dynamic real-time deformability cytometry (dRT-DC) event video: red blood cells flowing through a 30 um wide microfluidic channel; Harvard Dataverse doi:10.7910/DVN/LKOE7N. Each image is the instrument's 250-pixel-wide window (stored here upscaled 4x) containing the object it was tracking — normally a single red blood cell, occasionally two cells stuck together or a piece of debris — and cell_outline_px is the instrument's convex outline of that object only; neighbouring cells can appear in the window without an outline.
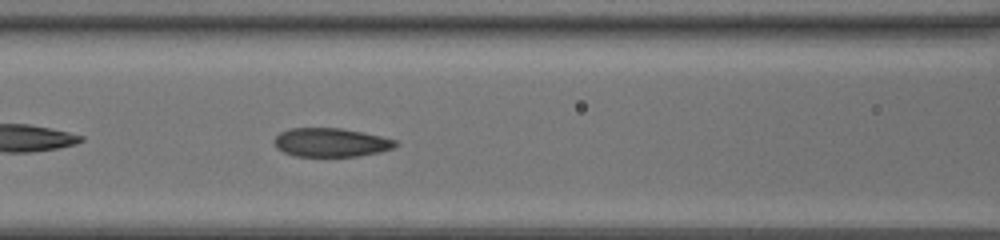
{"species": "common noctule bat (a hibernating species)", "species_latin": "Nyctalus noctula", "temperature_condition": "room temperature", "stored_images_in_passage": 46, "camera_frame_rate_fps": 3000, "um_per_image_px": 0.085, "animal": {"sex": "female", "body_mass_g": 20.0, "forearm_length_mm": 54.0}, "frame": {"image": 1, "passage_image": 22, "time_ms": 7.0, "image_size_px": [1000, 240], "cell_outline_px": [[400, 144], [392, 148], [380, 152], [360, 156], [296, 156], [284, 152], [276, 148], [276, 136], [280, 132], [292, 128], [340, 128], [364, 132], [396, 140]], "centroid_in_image_um": [28.17, 12.11], "position_along_channel_um": 138.4, "area_um2": 20.23}}
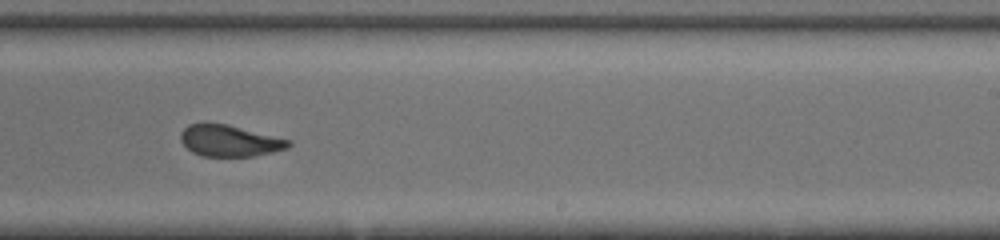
{"frame": {"image": 2, "passage_image": 31, "time_ms": 10.0, "image_size_px": [1000, 240], "cell_outline_px": [[292, 144], [288, 148], [256, 156], [204, 156], [192, 152], [180, 140], [180, 132], [188, 124], [204, 120], [228, 124], [292, 140]], "centroid_in_image_um": [19.49, 11.92], "position_along_channel_um": 269.5, "area_um2": 20.29}}
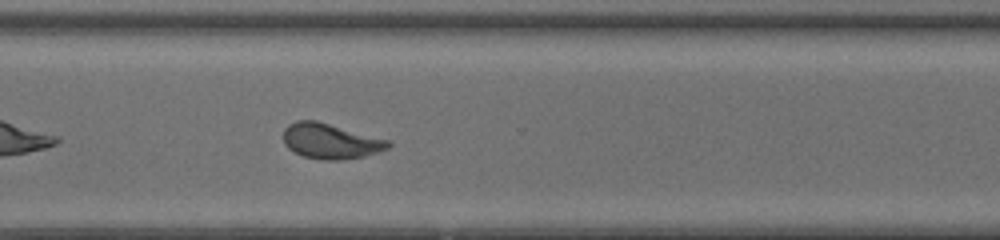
{"frame": {"image": 3, "passage_image": 36, "time_ms": 11.667, "image_size_px": [1000, 240], "cell_outline_px": [[392, 144], [388, 148], [364, 156], [344, 160], [320, 160], [304, 156], [288, 148], [284, 144], [284, 128], [288, 124], [296, 120], [316, 120], [388, 140]], "centroid_in_image_um": [28.06, 11.99], "position_along_channel_um": 342.5, "area_um2": 21.44}}